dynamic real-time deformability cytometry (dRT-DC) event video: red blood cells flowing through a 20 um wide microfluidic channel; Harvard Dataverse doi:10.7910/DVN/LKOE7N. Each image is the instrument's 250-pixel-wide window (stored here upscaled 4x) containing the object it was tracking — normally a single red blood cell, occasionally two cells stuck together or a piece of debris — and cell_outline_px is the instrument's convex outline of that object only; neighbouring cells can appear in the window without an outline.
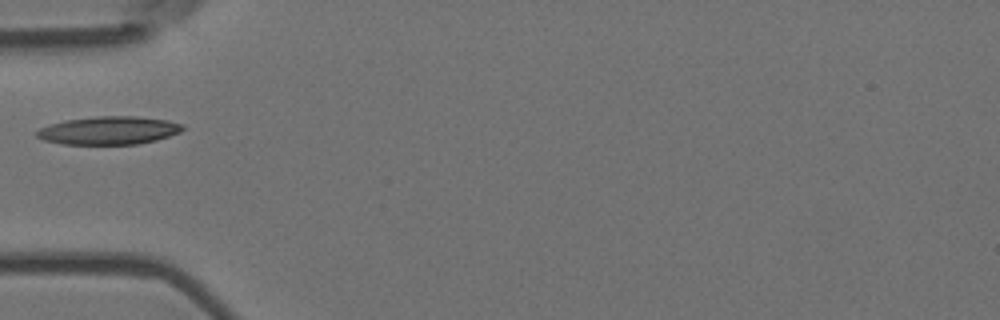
{"species": "Egyptian fruit bat (a non-hibernating species)", "species_latin": "Rousettus aegyptiacus", "temperature_condition": "room temperature", "stored_images_in_passage": 1, "camera_frame_rate_fps": 3000, "um_per_image_px": 0.085, "animal": {"sex": "female"}, "frame": {"image": 1, "passage_image": 1, "time_ms": 0.0, "image_size_px": [1000, 320], "cell_outline_px": [[184, 128], [180, 132], [156, 140], [136, 144], [64, 144], [44, 140], [36, 136], [36, 132], [40, 128], [48, 124], [64, 120], [96, 116], [136, 116], [168, 120], [184, 124]], "centroid_in_image_um": [9.25, 11.08], "position_along_channel_um": 75.8, "area_um2": 23.93}}